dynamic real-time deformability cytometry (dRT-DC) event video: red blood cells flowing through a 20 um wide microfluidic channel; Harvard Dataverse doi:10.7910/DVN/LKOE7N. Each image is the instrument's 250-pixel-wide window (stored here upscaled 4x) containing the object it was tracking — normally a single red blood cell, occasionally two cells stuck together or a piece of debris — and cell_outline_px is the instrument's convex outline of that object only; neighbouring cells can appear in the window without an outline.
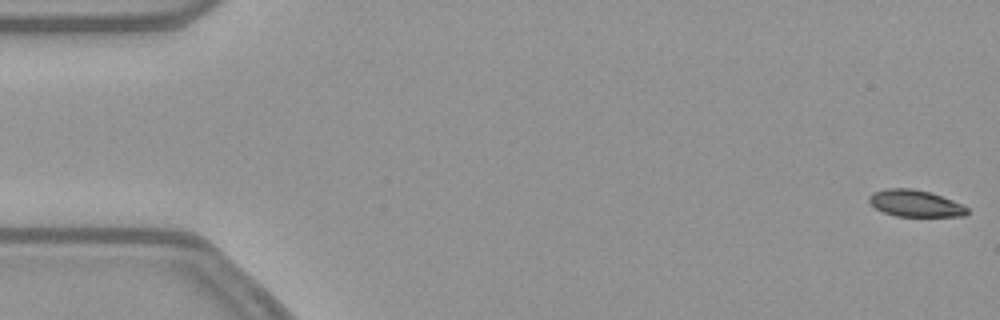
{"species": "common noctule bat (a hibernating species)", "species_latin": "Nyctalus noctula", "temperature_condition": "warm", "stored_images_in_passage": 54, "camera_frame_rate_fps": 3000, "um_per_image_px": 0.085, "animal": {"sex": "female", "body_mass_g": 21.9}, "frame": {"image": 1, "passage_image": 1, "time_ms": 0.0, "image_size_px": [1000, 320], "cell_outline_px": [[968, 212], [964, 216], [896, 216], [884, 212], [876, 208], [868, 200], [868, 196], [872, 192], [888, 188], [912, 188], [928, 192], [952, 200], [968, 208]], "centroid_in_image_um": [77.76, 17.28], "position_along_channel_um": 7.2, "area_um2": 15.09}}
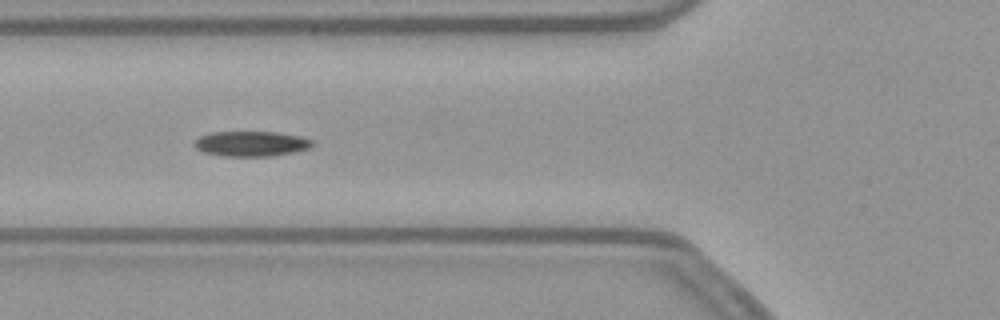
{"frame": {"image": 2, "passage_image": 20, "time_ms": 6.333, "image_size_px": [1000, 320], "cell_outline_px": [[312, 144], [308, 148], [292, 152], [272, 156], [224, 156], [204, 152], [196, 148], [192, 144], [200, 136], [208, 132], [276, 132], [300, 136], [312, 140]], "centroid_in_image_um": [21.3, 12.21], "position_along_channel_um": 104.5, "area_um2": 17.17}}
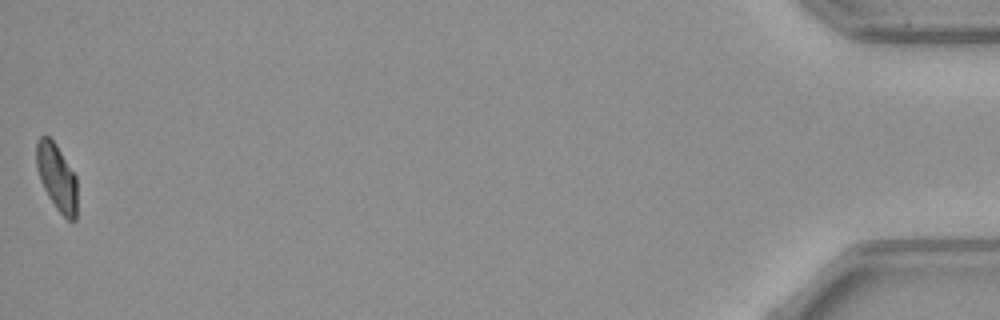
{"frame": {"image": 3, "passage_image": 54, "time_ms": 17.667, "image_size_px": [1000, 320], "cell_outline_px": [[76, 220], [68, 220], [56, 208], [48, 196], [40, 180], [36, 168], [36, 140], [40, 136], [48, 136], [56, 144], [76, 176]], "centroid_in_image_um": [4.81, 15.04], "position_along_channel_um": 430.4, "area_um2": 15.78}, "authors_computed_cell_mechanics": {"area_um2": 16.8487, "velocity_mm_per_s": 3.8174, "shape_relaxation_time_tau1_ms": 6.0365, "shape_relaxation_time_tau2_ms": 3.5892, "deformation_change_tau1": 0.1551, "deformation_change_tau2": 0.0825}}